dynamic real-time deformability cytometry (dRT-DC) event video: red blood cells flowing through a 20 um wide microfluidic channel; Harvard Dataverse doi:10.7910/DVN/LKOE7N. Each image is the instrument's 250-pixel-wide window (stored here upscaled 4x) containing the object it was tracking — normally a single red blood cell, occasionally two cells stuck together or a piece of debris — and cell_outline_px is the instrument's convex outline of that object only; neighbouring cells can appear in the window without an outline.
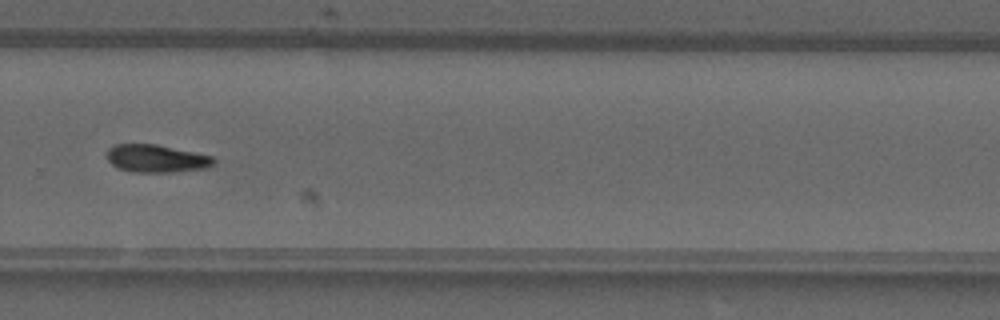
{"species": "common noctule bat (a hibernating species)", "species_latin": "Nyctalus noctula", "temperature_condition": "warm", "stored_images_in_passage": 29, "camera_frame_rate_fps": 3000, "um_per_image_px": 0.085, "animal": {"sex": "male", "forearm_length_mm": 52.5}, "frame": {"image": 1, "passage_image": 17, "time_ms": 5.333, "image_size_px": [1000, 320], "cell_outline_px": [[216, 164], [208, 168], [172, 172], [132, 172], [120, 168], [112, 164], [108, 160], [108, 148], [112, 144], [156, 144], [212, 156], [216, 160]], "centroid_in_image_um": [13.32, 13.47], "position_along_channel_um": 316.5, "area_um2": 17.28}}
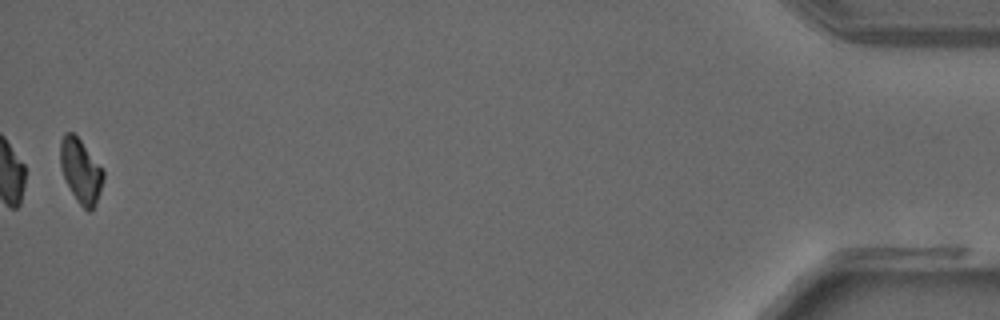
{"frame": {"image": 2, "passage_image": 29, "time_ms": 9.333, "image_size_px": [1000, 320], "cell_outline_px": [[104, 176], [92, 212], [88, 212], [76, 200], [64, 176], [60, 164], [60, 140], [64, 132], [72, 132], [80, 140], [104, 168]], "centroid_in_image_um": [6.86, 14.49], "position_along_channel_um": 428.3, "area_um2": 15.9}}